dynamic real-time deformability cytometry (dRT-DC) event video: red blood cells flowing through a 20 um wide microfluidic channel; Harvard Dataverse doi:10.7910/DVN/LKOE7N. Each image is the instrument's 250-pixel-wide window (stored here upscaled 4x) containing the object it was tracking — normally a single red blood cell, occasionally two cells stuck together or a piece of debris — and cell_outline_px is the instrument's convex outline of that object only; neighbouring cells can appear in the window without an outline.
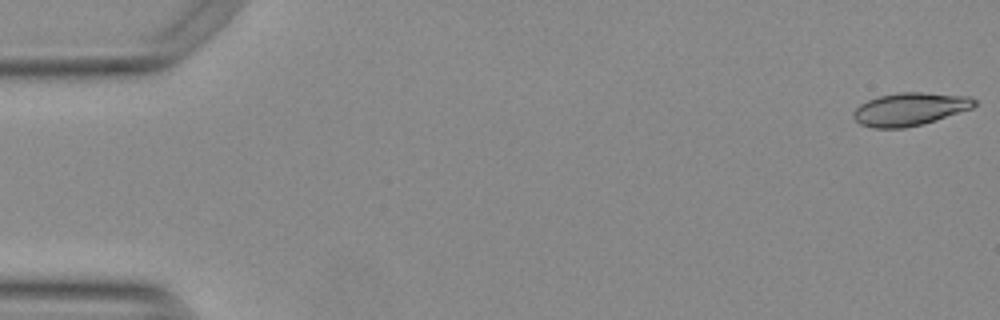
{"species": "Egyptian fruit bat (a non-hibernating species)", "species_latin": "Rousettus aegyptiacus", "temperature_condition": "warm", "stored_images_in_passage": 54, "camera_frame_rate_fps": 3000, "um_per_image_px": 0.085, "animal": {"sex": "female"}, "frame": {"image": 1, "passage_image": 1, "time_ms": 0.0, "image_size_px": [1000, 320], "cell_outline_px": [[976, 104], [972, 108], [936, 120], [904, 128], [872, 128], [860, 124], [852, 116], [852, 112], [860, 104], [868, 100], [880, 96], [900, 92], [920, 92], [968, 96], [976, 100]], "centroid_in_image_um": [77.31, 9.27], "position_along_channel_um": 7.7, "area_um2": 23.06}}
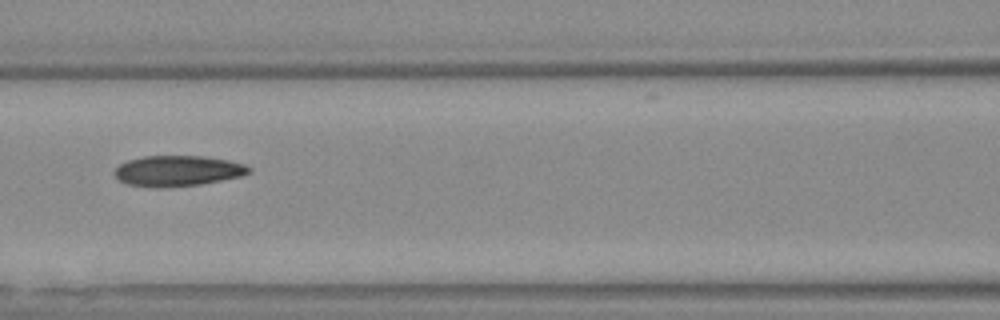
{"frame": {"image": 2, "passage_image": 24, "time_ms": 7.667, "image_size_px": [1000, 320], "cell_outline_px": [[252, 172], [240, 176], [200, 184], [160, 188], [156, 188], [128, 184], [116, 180], [116, 168], [120, 164], [128, 160], [144, 156], [204, 156], [228, 160], [244, 164], [252, 168]], "centroid_in_image_um": [15.1, 14.52], "position_along_channel_um": 151.5, "area_um2": 23.93}}
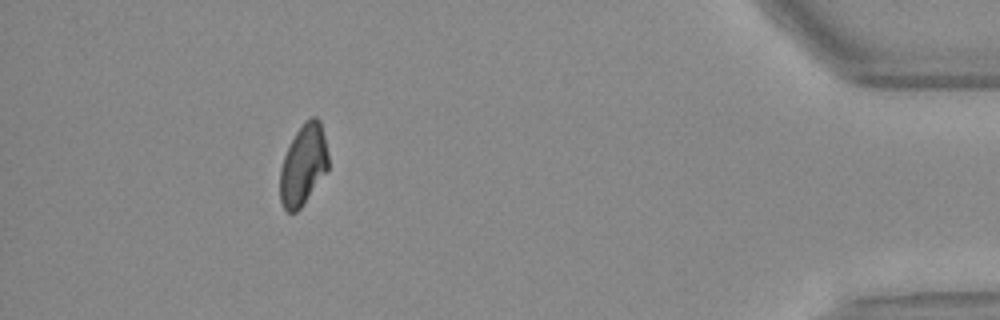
{"frame": {"image": 3, "passage_image": 49, "time_ms": 16.0, "image_size_px": [1000, 320], "cell_outline_px": [[328, 168], [300, 208], [296, 212], [288, 212], [284, 208], [280, 200], [280, 168], [284, 156], [296, 132], [312, 116], [316, 116], [320, 120], [328, 152]], "centroid_in_image_um": [25.77, 14.02], "position_along_channel_um": 409.4, "area_um2": 22.2}, "authors_computed_cell_mechanics": {"area_um2": 23.7558, "velocity_mm_per_s": 3.788, "shape_relaxation_time_tau1_ms": 7.6864, "shape_relaxation_time_tau2_ms": 4.3005, "deformation_change_tau1": 0.1889, "deformation_change_tau2": 0.098}}